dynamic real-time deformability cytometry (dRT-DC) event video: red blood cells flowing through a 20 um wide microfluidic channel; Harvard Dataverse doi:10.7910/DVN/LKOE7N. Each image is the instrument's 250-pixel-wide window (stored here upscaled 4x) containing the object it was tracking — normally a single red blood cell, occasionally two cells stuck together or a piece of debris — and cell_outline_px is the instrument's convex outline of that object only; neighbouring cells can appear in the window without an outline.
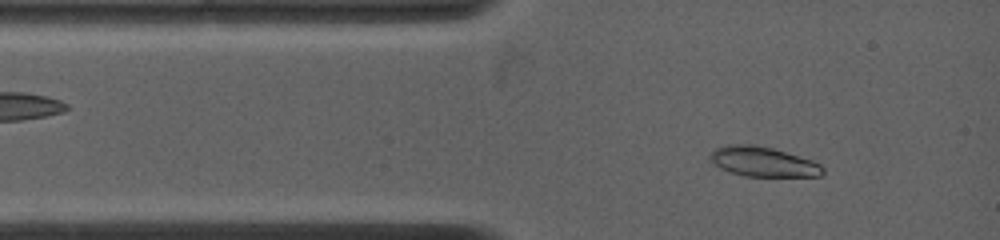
{"species": "common noctule bat (a hibernating species)", "species_latin": "Nyctalus noctula", "temperature_condition": "warm", "stored_images_in_passage": 71, "camera_frame_rate_fps": 4500, "um_per_image_px": 0.085, "animal": {"sex": "female", "body_mass_g": 19.0, "forearm_length_mm": 53.3}, "frame": {"image": 1, "passage_image": 6, "time_ms": 0.889, "image_size_px": [1000, 240], "cell_outline_px": [[824, 172], [820, 176], [744, 176], [720, 168], [708, 160], [708, 156], [716, 148], [724, 144], [756, 144], [772, 148], [812, 160], [820, 164], [824, 168]], "centroid_in_image_um": [64.82, 13.73], "position_along_channel_um": 20.2, "area_um2": 19.65}}
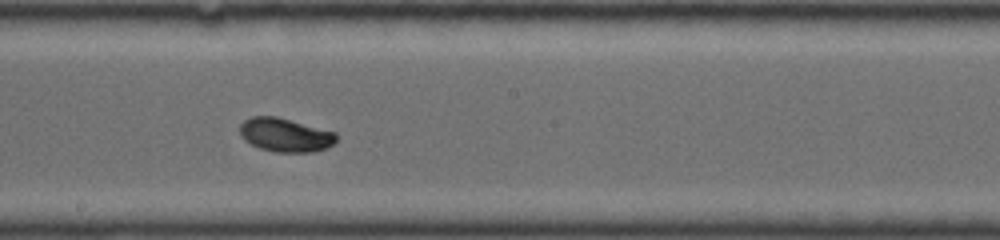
{"frame": {"image": 2, "passage_image": 38, "time_ms": 6.667, "image_size_px": [1000, 240], "cell_outline_px": [[336, 140], [332, 144], [324, 148], [312, 152], [276, 152], [260, 148], [244, 140], [240, 136], [240, 124], [244, 120], [252, 116], [276, 116], [336, 132]], "centroid_in_image_um": [24.21, 11.46], "position_along_channel_um": 224.0, "area_um2": 18.84}}
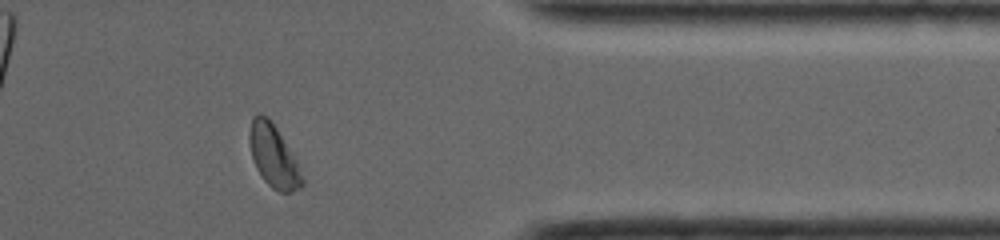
{"frame": {"image": 3, "passage_image": 64, "time_ms": 11.333, "image_size_px": [1000, 240], "cell_outline_px": [[304, 184], [300, 188], [288, 192], [280, 192], [272, 188], [264, 180], [256, 168], [252, 156], [248, 140], [248, 132], [252, 116], [256, 112], [260, 112], [268, 116], [276, 128], [296, 160], [304, 180]], "centroid_in_image_um": [23.21, 13.22], "position_along_channel_um": 388.2, "area_um2": 19.19}, "authors_computed_cell_mechanics": {"area_um2": 19.0162, "velocity_mm_per_s": 3.8557, "shape_relaxation_time_tau1_ms": 2.9723, "shape_relaxation_time_tau2_ms": null, "deformation_change_tau1": 0.1356, "deformation_change_tau2": null}}